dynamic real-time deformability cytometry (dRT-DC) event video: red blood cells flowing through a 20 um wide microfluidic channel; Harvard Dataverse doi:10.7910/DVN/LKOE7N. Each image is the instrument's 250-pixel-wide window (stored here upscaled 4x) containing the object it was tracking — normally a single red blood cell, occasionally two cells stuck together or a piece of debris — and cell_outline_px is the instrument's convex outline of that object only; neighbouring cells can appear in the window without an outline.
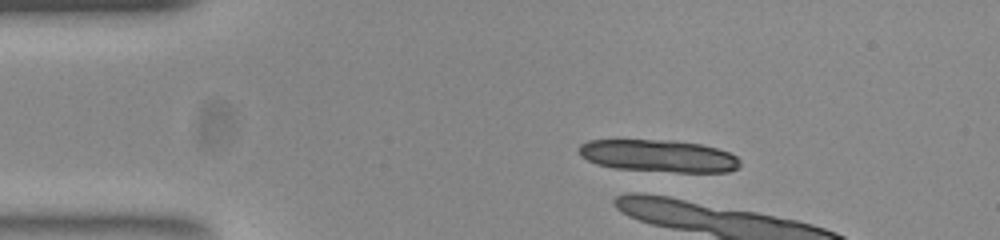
{"species": "common noctule bat (a hibernating species)", "species_latin": "Nyctalus noctula", "temperature_condition": "room temperature", "stored_images_in_passage": 2, "camera_frame_rate_fps": 3000, "um_per_image_px": 0.085, "animal": {"sex": "female", "body_mass_g": 23.0, "forearm_length_mm": 53.4}, "frame": {"image": 1, "passage_image": 1, "time_ms": 0.0, "image_size_px": [1000, 240], "cell_outline_px": [[740, 164], [736, 168], [728, 172], [676, 172], [616, 168], [600, 164], [588, 160], [580, 156], [580, 144], [588, 140], [672, 140], [700, 144], [716, 148], [728, 152], [736, 156], [740, 160]], "centroid_in_image_um": [56.0, 13.24], "position_along_channel_um": 29.0, "area_um2": 30.06}}